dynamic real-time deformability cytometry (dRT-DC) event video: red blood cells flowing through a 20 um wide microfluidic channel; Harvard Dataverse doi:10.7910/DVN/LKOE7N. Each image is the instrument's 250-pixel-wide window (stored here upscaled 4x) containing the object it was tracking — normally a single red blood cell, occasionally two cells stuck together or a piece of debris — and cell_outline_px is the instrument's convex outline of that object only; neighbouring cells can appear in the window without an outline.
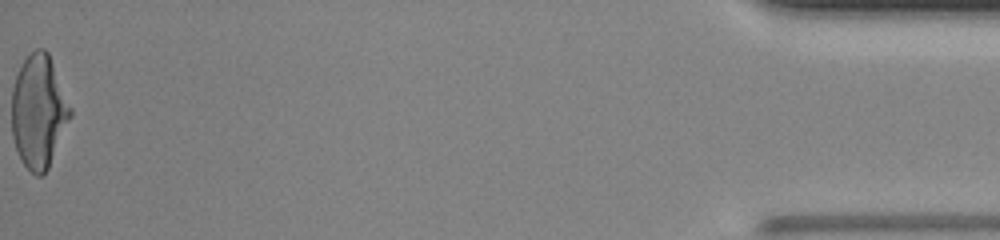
{"species": "human", "species_latin": "Homo sapiens", "temperature_condition": "room temperature", "stored_images_in_passage": 39, "camera_frame_rate_fps": 3000, "um_per_image_px": 0.085, "donor": {"sex": "male"}, "frame": {"image": 1, "passage_image": 39, "time_ms": 12.667, "image_size_px": [1000, 240], "cell_outline_px": [[72, 116], [48, 168], [40, 176], [36, 176], [20, 160], [12, 136], [12, 88], [16, 76], [24, 60], [36, 48], [44, 48], [48, 52], [72, 108]], "centroid_in_image_um": [3.29, 9.48], "position_along_channel_um": 431.9, "area_um2": 38.55}, "authors_computed_cell_mechanics": {"area_um2": 38.8416, "velocity_mm_per_s": 3.8382, "shape_relaxation_time_tau1_ms": 7.4928, "shape_relaxation_time_tau2_ms": null, "deformation_change_tau1": 0.2579, "deformation_change_tau2": null}}